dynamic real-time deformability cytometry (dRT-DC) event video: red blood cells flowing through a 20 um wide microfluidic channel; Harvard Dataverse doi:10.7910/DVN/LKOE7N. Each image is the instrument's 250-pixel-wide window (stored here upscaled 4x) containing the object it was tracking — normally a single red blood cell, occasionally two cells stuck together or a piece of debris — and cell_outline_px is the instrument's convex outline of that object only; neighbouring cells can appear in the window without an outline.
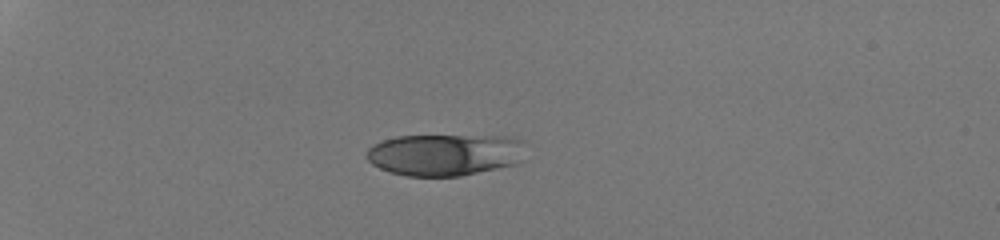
{"species": "human", "species_latin": "Homo sapiens", "temperature_condition": "room temperature", "stored_images_in_passage": 33, "camera_frame_rate_fps": 3000, "um_per_image_px": 0.085, "donor": {"sex": "male"}, "frame": {"image": 1, "passage_image": 1, "time_ms": 0.0, "image_size_px": [1000, 240], "cell_outline_px": [[524, 160], [516, 164], [460, 176], [408, 176], [388, 172], [372, 164], [368, 160], [368, 148], [372, 144], [396, 136], [504, 136], [524, 140]], "centroid_in_image_um": [37.85, 13.14], "position_along_channel_um": 47.2, "area_um2": 38.96}}
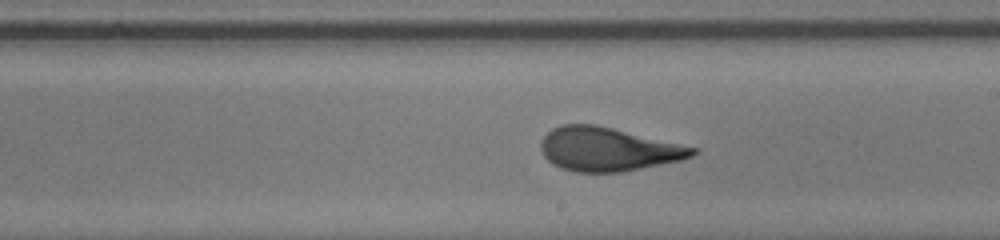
{"frame": {"image": 2, "passage_image": 19, "time_ms": 6.0, "image_size_px": [1000, 240], "cell_outline_px": [[700, 148], [692, 156], [680, 160], [620, 172], [576, 172], [560, 168], [552, 164], [544, 156], [540, 148], [540, 140], [552, 128], [564, 124], [596, 124]], "centroid_in_image_um": [51.65, 12.67], "position_along_channel_um": 237.3, "area_um2": 38.61}}
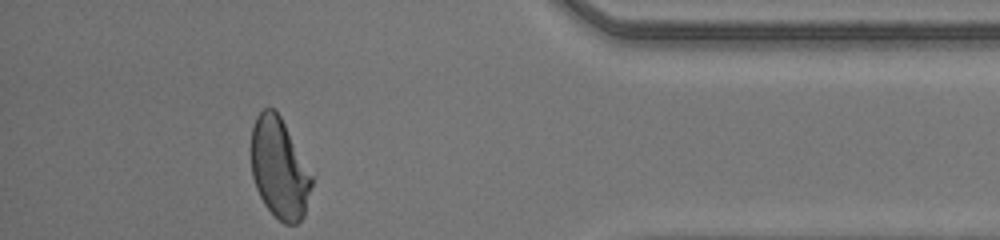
{"frame": {"image": 3, "passage_image": 33, "time_ms": 10.667, "image_size_px": [1000, 240], "cell_outline_px": [[316, 172], [304, 216], [296, 224], [284, 224], [264, 204], [256, 188], [252, 176], [252, 128], [256, 116], [264, 108], [276, 108]], "centroid_in_image_um": [23.83, 14.26], "position_along_channel_um": 411.4, "area_um2": 36.65}, "authors_computed_cell_mechanics": {"area_um2": 38.6682, "velocity_mm_per_s": 4.2436, "shape_relaxation_time_tau1_ms": 4.6908, "shape_relaxation_time_tau2_ms": null, "deformation_change_tau1": 0.1928, "deformation_change_tau2": null}}